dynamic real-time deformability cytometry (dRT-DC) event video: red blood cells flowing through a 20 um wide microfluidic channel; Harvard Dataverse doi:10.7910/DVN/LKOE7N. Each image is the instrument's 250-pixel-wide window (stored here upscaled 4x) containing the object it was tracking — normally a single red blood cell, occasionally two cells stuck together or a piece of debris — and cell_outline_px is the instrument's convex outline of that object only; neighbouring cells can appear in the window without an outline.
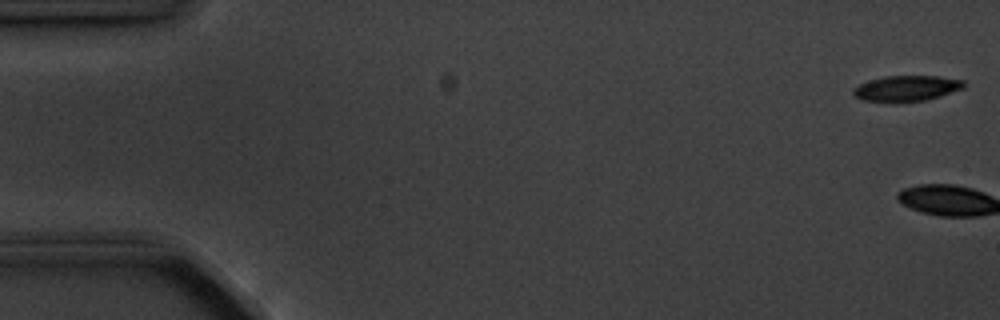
{"species": "common noctule bat (a hibernating species)", "species_latin": "Nyctalus noctula", "temperature_condition": "cold", "stored_images_in_passage": 4, "segment_of_instrument_passage": [2, 2], "camera_frame_rate_fps": 3000, "um_per_image_px": 0.085, "animal": {"sex": "male", "body_mass_g": 20.1, "forearm_length_mm": 53.5}, "frame": {"image": 1, "passage_image": 4, "time_ms": 3.333, "image_size_px": [1000, 320], "cell_outline_px": [[964, 88], [940, 96], [924, 100], [864, 100], [856, 96], [852, 92], [852, 88], [860, 84], [884, 76], [940, 76], [964, 80]], "centroid_in_image_um": [77.11, 7.47], "position_along_channel_um": 7.9, "area_um2": 15.9}}